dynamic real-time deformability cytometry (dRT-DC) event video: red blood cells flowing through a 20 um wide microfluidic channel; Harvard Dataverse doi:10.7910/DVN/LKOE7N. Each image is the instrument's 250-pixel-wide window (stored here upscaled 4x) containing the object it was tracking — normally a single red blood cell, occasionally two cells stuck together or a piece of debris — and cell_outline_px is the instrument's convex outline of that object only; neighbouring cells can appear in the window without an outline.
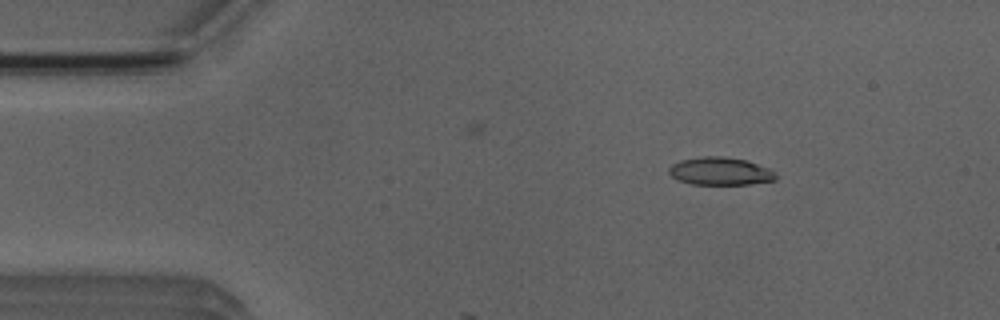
{"species": "Egyptian fruit bat (a non-hibernating species)", "species_latin": "Rousettus aegyptiacus", "temperature_condition": "room temperature", "stored_images_in_passage": 4, "camera_frame_rate_fps": 3000, "um_per_image_px": 0.085, "animal": {"sex": "male"}, "frame": {"image": 1, "passage_image": 1, "time_ms": 0.0, "image_size_px": [1000, 320], "cell_outline_px": [[776, 180], [748, 184], [692, 184], [680, 180], [672, 176], [668, 172], [668, 168], [672, 164], [680, 160], [704, 156], [720, 156], [744, 160], [768, 168], [776, 172]], "centroid_in_image_um": [61.21, 14.55], "position_along_channel_um": 23.8, "area_um2": 17.11}}